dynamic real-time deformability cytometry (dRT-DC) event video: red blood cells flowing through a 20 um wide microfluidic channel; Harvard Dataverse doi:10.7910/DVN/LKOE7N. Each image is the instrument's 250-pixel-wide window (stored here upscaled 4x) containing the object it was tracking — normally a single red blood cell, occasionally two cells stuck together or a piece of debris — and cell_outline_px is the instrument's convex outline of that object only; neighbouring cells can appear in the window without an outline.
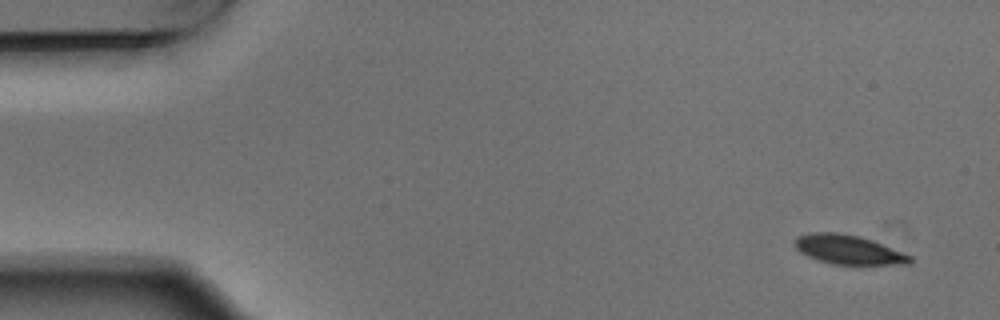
{"species": "Egyptian fruit bat (a non-hibernating species)", "species_latin": "Rousettus aegyptiacus", "temperature_condition": "warm", "stored_images_in_passage": 6, "camera_frame_rate_fps": 3000, "um_per_image_px": 0.085, "animal": {"sex": "male"}, "frame": {"image": 1, "passage_image": 1, "time_ms": 0.0, "image_size_px": [1000, 320], "cell_outline_px": [[912, 264], [832, 264], [816, 260], [800, 252], [792, 244], [792, 240], [796, 236], [812, 232], [836, 232], [860, 236], [872, 240], [912, 256]], "centroid_in_image_um": [72.05, 21.21], "position_along_channel_um": 12.9, "area_um2": 19.77}}
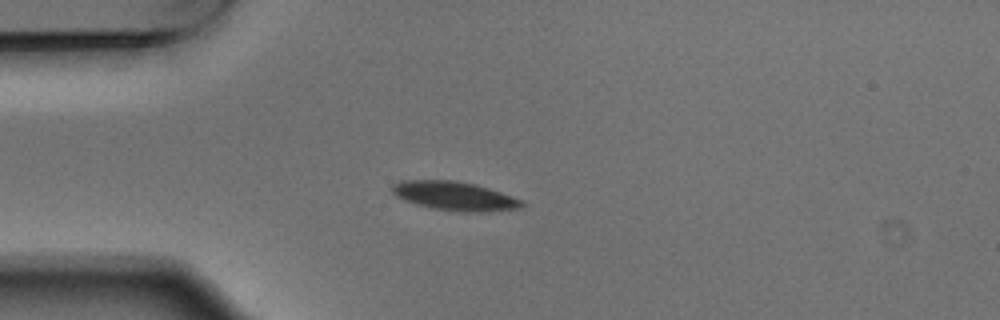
{"frame": {"image": 2, "passage_image": 4, "time_ms": 1.0, "image_size_px": [1000, 320], "cell_outline_px": [[524, 204], [520, 208], [488, 212], [460, 212], [432, 208], [416, 204], [404, 200], [396, 196], [392, 192], [392, 184], [400, 180], [456, 180], [476, 184], [512, 196], [520, 200]], "centroid_in_image_um": [38.61, 16.66], "position_along_channel_um": 46.4, "area_um2": 21.91}}
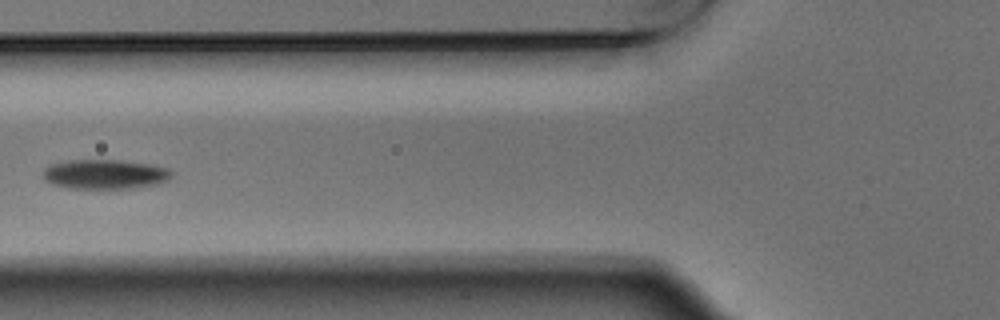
{"frame": {"image": 3, "passage_image": 6, "time_ms": 1.667, "image_size_px": [1000, 320], "cell_outline_px": [[172, 176], [168, 180], [160, 184], [136, 188], [68, 188], [52, 184], [44, 180], [44, 168], [52, 164], [68, 160], [120, 160], [152, 164], [168, 168], [172, 172]], "centroid_in_image_um": [8.96, 14.81], "position_along_channel_um": 116.8, "area_um2": 22.31}}